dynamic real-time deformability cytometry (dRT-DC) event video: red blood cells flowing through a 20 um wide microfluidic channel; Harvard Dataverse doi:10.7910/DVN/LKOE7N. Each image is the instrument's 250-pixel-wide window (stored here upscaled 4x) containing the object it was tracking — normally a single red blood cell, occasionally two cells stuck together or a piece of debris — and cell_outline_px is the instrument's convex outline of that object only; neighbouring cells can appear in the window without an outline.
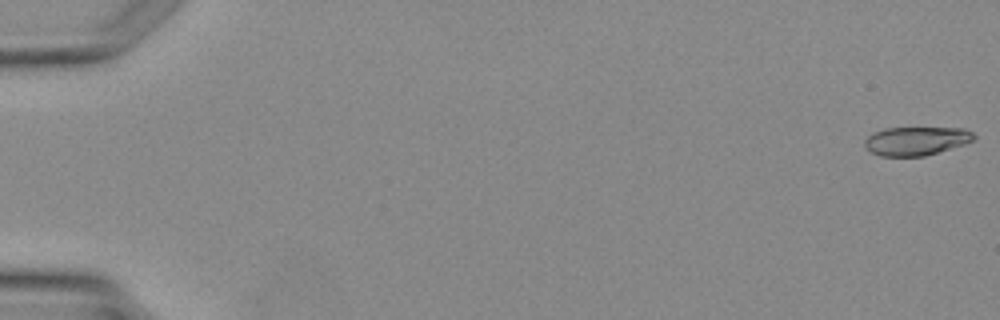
{"species": "Egyptian fruit bat (a non-hibernating species)", "species_latin": "Rousettus aegyptiacus", "temperature_condition": "warm", "stored_images_in_passage": 2, "segment_of_instrument_passage": [2, 2], "camera_frame_rate_fps": 3000, "um_per_image_px": 0.085, "animal": {"sex": "female"}, "frame": {"image": 1, "passage_image": 2, "time_ms": 2.0, "image_size_px": [1000, 320], "cell_outline_px": [[976, 140], [964, 144], [924, 156], [880, 156], [864, 148], [864, 140], [872, 132], [884, 128], [964, 128], [972, 132], [976, 136]], "centroid_in_image_um": [77.86, 11.97], "position_along_channel_um": 7.1, "area_um2": 18.32}}